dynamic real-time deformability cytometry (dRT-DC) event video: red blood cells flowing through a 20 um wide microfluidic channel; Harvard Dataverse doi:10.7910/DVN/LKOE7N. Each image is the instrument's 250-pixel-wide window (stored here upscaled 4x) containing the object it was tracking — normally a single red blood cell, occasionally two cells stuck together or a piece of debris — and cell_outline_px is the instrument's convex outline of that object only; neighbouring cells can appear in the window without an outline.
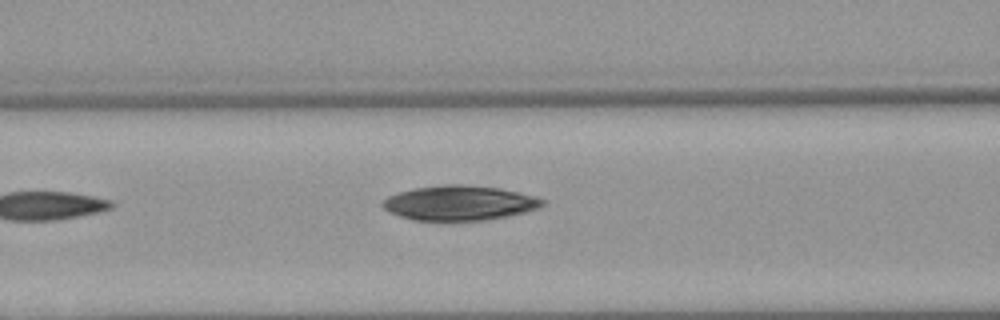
{"species": "Egyptian fruit bat (a non-hibernating species)", "species_latin": "Rousettus aegyptiacus", "temperature_condition": "warm", "stored_images_in_passage": 8, "segment_of_instrument_passage": [1, 2], "camera_frame_rate_fps": 3000, "um_per_image_px": 0.085, "animal": {"sex": "female"}, "frame": {"image": 1, "passage_image": 7, "time_ms": 7.0, "image_size_px": [1000, 320], "cell_outline_px": [[544, 204], [540, 208], [508, 216], [488, 220], [412, 220], [388, 212], [380, 204], [388, 196], [412, 188], [448, 184], [460, 184], [500, 188], [536, 196], [544, 200]], "centroid_in_image_um": [39.05, 17.25], "position_along_channel_um": 127.5, "area_um2": 32.43}}